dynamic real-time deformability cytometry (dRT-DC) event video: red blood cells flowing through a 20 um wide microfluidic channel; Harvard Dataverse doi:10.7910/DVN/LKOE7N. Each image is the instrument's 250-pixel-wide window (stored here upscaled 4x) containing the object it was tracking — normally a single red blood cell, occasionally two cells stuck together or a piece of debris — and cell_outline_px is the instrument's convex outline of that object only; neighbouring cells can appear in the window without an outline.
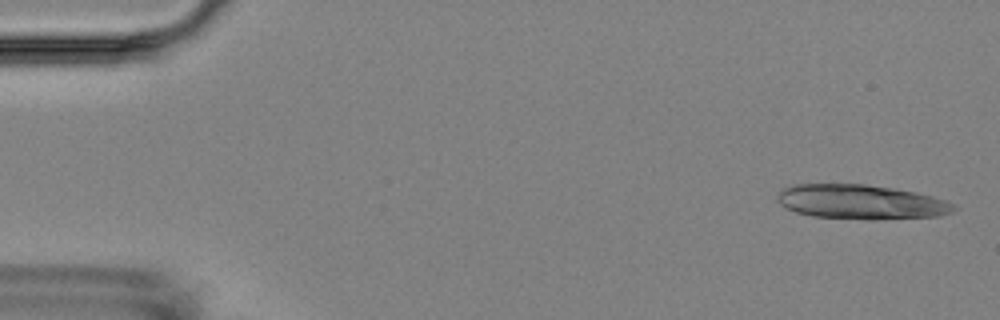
{"species": "Egyptian fruit bat (a non-hibernating species)", "species_latin": "Rousettus aegyptiacus", "temperature_condition": "room temperature", "stored_images_in_passage": 5, "camera_frame_rate_fps": 3000, "um_per_image_px": 0.085, "animal": {"sex": "female"}, "frame": {"image": 1, "passage_image": 1, "time_ms": 0.0, "image_size_px": [1000, 320], "cell_outline_px": [[956, 208], [952, 212], [940, 216], [872, 220], [868, 220], [812, 216], [796, 212], [780, 204], [776, 200], [776, 196], [784, 188], [796, 184], [864, 184], [892, 188], [916, 192], [932, 196], [956, 204]], "centroid_in_image_um": [73.2, 17.17], "position_along_channel_um": 11.8, "area_um2": 35.6}}